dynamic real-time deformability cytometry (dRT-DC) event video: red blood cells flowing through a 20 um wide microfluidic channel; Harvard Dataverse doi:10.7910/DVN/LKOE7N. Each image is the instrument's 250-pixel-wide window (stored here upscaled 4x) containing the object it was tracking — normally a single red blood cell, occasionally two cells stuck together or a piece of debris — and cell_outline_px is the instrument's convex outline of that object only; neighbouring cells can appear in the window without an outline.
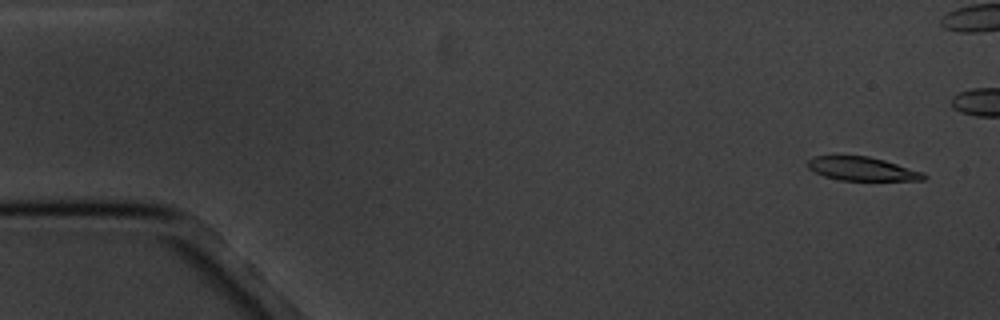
{"species": "common noctule bat (a hibernating species)", "species_latin": "Nyctalus noctula", "temperature_condition": "cold", "stored_images_in_passage": 4, "camera_frame_rate_fps": 3000, "um_per_image_px": 0.085, "animal": {"sex": "male", "body_mass_g": 20.1, "forearm_length_mm": 53.5}, "frame": {"image": 1, "passage_image": 1, "time_ms": 0.0, "image_size_px": [1000, 320], "cell_outline_px": [[928, 176], [924, 180], [840, 180], [824, 176], [808, 168], [808, 160], [812, 156], [836, 152], [868, 156], [884, 160], [924, 172]], "centroid_in_image_um": [73.2, 14.29], "position_along_channel_um": 11.8, "area_um2": 16.7}}